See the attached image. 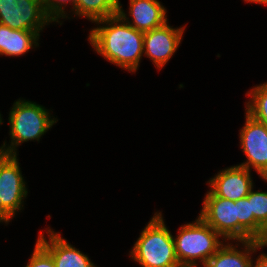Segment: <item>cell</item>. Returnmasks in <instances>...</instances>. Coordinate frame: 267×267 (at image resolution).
<instances>
[{
	"instance_id": "cell-1",
	"label": "cell",
	"mask_w": 267,
	"mask_h": 267,
	"mask_svg": "<svg viewBox=\"0 0 267 267\" xmlns=\"http://www.w3.org/2000/svg\"><path fill=\"white\" fill-rule=\"evenodd\" d=\"M95 23L99 27L91 29L88 36L93 50L110 63L135 73L143 56L144 32L133 28L118 14Z\"/></svg>"
},
{
	"instance_id": "cell-2",
	"label": "cell",
	"mask_w": 267,
	"mask_h": 267,
	"mask_svg": "<svg viewBox=\"0 0 267 267\" xmlns=\"http://www.w3.org/2000/svg\"><path fill=\"white\" fill-rule=\"evenodd\" d=\"M132 248L130 258L141 267H181L161 212L154 214Z\"/></svg>"
},
{
	"instance_id": "cell-3",
	"label": "cell",
	"mask_w": 267,
	"mask_h": 267,
	"mask_svg": "<svg viewBox=\"0 0 267 267\" xmlns=\"http://www.w3.org/2000/svg\"><path fill=\"white\" fill-rule=\"evenodd\" d=\"M49 110L36 102L18 99L13 103L9 112L10 145L3 142L0 152L9 155H17V147L21 143L37 140L57 123V119L51 118Z\"/></svg>"
},
{
	"instance_id": "cell-4",
	"label": "cell",
	"mask_w": 267,
	"mask_h": 267,
	"mask_svg": "<svg viewBox=\"0 0 267 267\" xmlns=\"http://www.w3.org/2000/svg\"><path fill=\"white\" fill-rule=\"evenodd\" d=\"M177 233L173 240L181 267H198L197 262L204 266L225 241L199 215L192 223L181 225Z\"/></svg>"
},
{
	"instance_id": "cell-5",
	"label": "cell",
	"mask_w": 267,
	"mask_h": 267,
	"mask_svg": "<svg viewBox=\"0 0 267 267\" xmlns=\"http://www.w3.org/2000/svg\"><path fill=\"white\" fill-rule=\"evenodd\" d=\"M17 155L0 152V212L10 221L22 210L27 187Z\"/></svg>"
},
{
	"instance_id": "cell-6",
	"label": "cell",
	"mask_w": 267,
	"mask_h": 267,
	"mask_svg": "<svg viewBox=\"0 0 267 267\" xmlns=\"http://www.w3.org/2000/svg\"><path fill=\"white\" fill-rule=\"evenodd\" d=\"M51 22L43 0H0V24L11 29L34 31L40 35Z\"/></svg>"
},
{
	"instance_id": "cell-7",
	"label": "cell",
	"mask_w": 267,
	"mask_h": 267,
	"mask_svg": "<svg viewBox=\"0 0 267 267\" xmlns=\"http://www.w3.org/2000/svg\"><path fill=\"white\" fill-rule=\"evenodd\" d=\"M199 216L225 242L230 240L236 241V244L239 242L238 205L235 201L217 197L209 190L205 194Z\"/></svg>"
},
{
	"instance_id": "cell-8",
	"label": "cell",
	"mask_w": 267,
	"mask_h": 267,
	"mask_svg": "<svg viewBox=\"0 0 267 267\" xmlns=\"http://www.w3.org/2000/svg\"><path fill=\"white\" fill-rule=\"evenodd\" d=\"M245 114V125L241 128L239 137L240 147L247 161L239 166L248 170L254 169L263 181H267V126L246 112Z\"/></svg>"
},
{
	"instance_id": "cell-9",
	"label": "cell",
	"mask_w": 267,
	"mask_h": 267,
	"mask_svg": "<svg viewBox=\"0 0 267 267\" xmlns=\"http://www.w3.org/2000/svg\"><path fill=\"white\" fill-rule=\"evenodd\" d=\"M167 23L144 32L143 54L152 60L158 70L163 68L177 51L186 27L173 28Z\"/></svg>"
},
{
	"instance_id": "cell-10",
	"label": "cell",
	"mask_w": 267,
	"mask_h": 267,
	"mask_svg": "<svg viewBox=\"0 0 267 267\" xmlns=\"http://www.w3.org/2000/svg\"><path fill=\"white\" fill-rule=\"evenodd\" d=\"M251 176L250 170L236 165L220 170L207 183L217 197L237 201L247 197L254 186Z\"/></svg>"
},
{
	"instance_id": "cell-11",
	"label": "cell",
	"mask_w": 267,
	"mask_h": 267,
	"mask_svg": "<svg viewBox=\"0 0 267 267\" xmlns=\"http://www.w3.org/2000/svg\"><path fill=\"white\" fill-rule=\"evenodd\" d=\"M127 16L119 1L118 15L133 28L146 32L168 22L167 10L159 0H129ZM132 20V21H130Z\"/></svg>"
},
{
	"instance_id": "cell-12",
	"label": "cell",
	"mask_w": 267,
	"mask_h": 267,
	"mask_svg": "<svg viewBox=\"0 0 267 267\" xmlns=\"http://www.w3.org/2000/svg\"><path fill=\"white\" fill-rule=\"evenodd\" d=\"M46 229L49 240L40 232L37 242L52 256L55 267H97L86 254L61 237L59 232L50 227Z\"/></svg>"
},
{
	"instance_id": "cell-13",
	"label": "cell",
	"mask_w": 267,
	"mask_h": 267,
	"mask_svg": "<svg viewBox=\"0 0 267 267\" xmlns=\"http://www.w3.org/2000/svg\"><path fill=\"white\" fill-rule=\"evenodd\" d=\"M242 250L232 243L223 244L203 267H253L252 253L267 246L258 240L240 241ZM238 246V247H237Z\"/></svg>"
},
{
	"instance_id": "cell-14",
	"label": "cell",
	"mask_w": 267,
	"mask_h": 267,
	"mask_svg": "<svg viewBox=\"0 0 267 267\" xmlns=\"http://www.w3.org/2000/svg\"><path fill=\"white\" fill-rule=\"evenodd\" d=\"M40 35L34 31L11 29L0 24V55L17 57L39 46Z\"/></svg>"
},
{
	"instance_id": "cell-15",
	"label": "cell",
	"mask_w": 267,
	"mask_h": 267,
	"mask_svg": "<svg viewBox=\"0 0 267 267\" xmlns=\"http://www.w3.org/2000/svg\"><path fill=\"white\" fill-rule=\"evenodd\" d=\"M119 0H77L73 15L86 17L92 23L117 15Z\"/></svg>"
},
{
	"instance_id": "cell-16",
	"label": "cell",
	"mask_w": 267,
	"mask_h": 267,
	"mask_svg": "<svg viewBox=\"0 0 267 267\" xmlns=\"http://www.w3.org/2000/svg\"><path fill=\"white\" fill-rule=\"evenodd\" d=\"M251 214L255 217V240L267 242V192L255 190L253 187L248 194Z\"/></svg>"
},
{
	"instance_id": "cell-17",
	"label": "cell",
	"mask_w": 267,
	"mask_h": 267,
	"mask_svg": "<svg viewBox=\"0 0 267 267\" xmlns=\"http://www.w3.org/2000/svg\"><path fill=\"white\" fill-rule=\"evenodd\" d=\"M246 96L250 98L245 112L267 126V82L253 87Z\"/></svg>"
},
{
	"instance_id": "cell-18",
	"label": "cell",
	"mask_w": 267,
	"mask_h": 267,
	"mask_svg": "<svg viewBox=\"0 0 267 267\" xmlns=\"http://www.w3.org/2000/svg\"><path fill=\"white\" fill-rule=\"evenodd\" d=\"M235 203L238 205L239 242L255 240V217L251 214L248 196Z\"/></svg>"
},
{
	"instance_id": "cell-19",
	"label": "cell",
	"mask_w": 267,
	"mask_h": 267,
	"mask_svg": "<svg viewBox=\"0 0 267 267\" xmlns=\"http://www.w3.org/2000/svg\"><path fill=\"white\" fill-rule=\"evenodd\" d=\"M76 1L77 0H43L46 14L53 20V22L60 23V25H62L59 21L60 18L65 19L67 17L69 19L67 15L68 13L64 11L66 7L65 5L68 3L72 4L71 6L73 8H71V12H73L76 7Z\"/></svg>"
},
{
	"instance_id": "cell-20",
	"label": "cell",
	"mask_w": 267,
	"mask_h": 267,
	"mask_svg": "<svg viewBox=\"0 0 267 267\" xmlns=\"http://www.w3.org/2000/svg\"><path fill=\"white\" fill-rule=\"evenodd\" d=\"M26 267H55V263L52 256L36 241Z\"/></svg>"
},
{
	"instance_id": "cell-21",
	"label": "cell",
	"mask_w": 267,
	"mask_h": 267,
	"mask_svg": "<svg viewBox=\"0 0 267 267\" xmlns=\"http://www.w3.org/2000/svg\"><path fill=\"white\" fill-rule=\"evenodd\" d=\"M255 265L253 267H267V254H260L257 256L256 261H253Z\"/></svg>"
},
{
	"instance_id": "cell-22",
	"label": "cell",
	"mask_w": 267,
	"mask_h": 267,
	"mask_svg": "<svg viewBox=\"0 0 267 267\" xmlns=\"http://www.w3.org/2000/svg\"><path fill=\"white\" fill-rule=\"evenodd\" d=\"M245 2L250 3H257V4H264L267 5V0H244Z\"/></svg>"
},
{
	"instance_id": "cell-23",
	"label": "cell",
	"mask_w": 267,
	"mask_h": 267,
	"mask_svg": "<svg viewBox=\"0 0 267 267\" xmlns=\"http://www.w3.org/2000/svg\"><path fill=\"white\" fill-rule=\"evenodd\" d=\"M1 222H4L5 224H7L10 221L0 212V223Z\"/></svg>"
},
{
	"instance_id": "cell-24",
	"label": "cell",
	"mask_w": 267,
	"mask_h": 267,
	"mask_svg": "<svg viewBox=\"0 0 267 267\" xmlns=\"http://www.w3.org/2000/svg\"><path fill=\"white\" fill-rule=\"evenodd\" d=\"M3 123L1 113H0V125Z\"/></svg>"
}]
</instances>
